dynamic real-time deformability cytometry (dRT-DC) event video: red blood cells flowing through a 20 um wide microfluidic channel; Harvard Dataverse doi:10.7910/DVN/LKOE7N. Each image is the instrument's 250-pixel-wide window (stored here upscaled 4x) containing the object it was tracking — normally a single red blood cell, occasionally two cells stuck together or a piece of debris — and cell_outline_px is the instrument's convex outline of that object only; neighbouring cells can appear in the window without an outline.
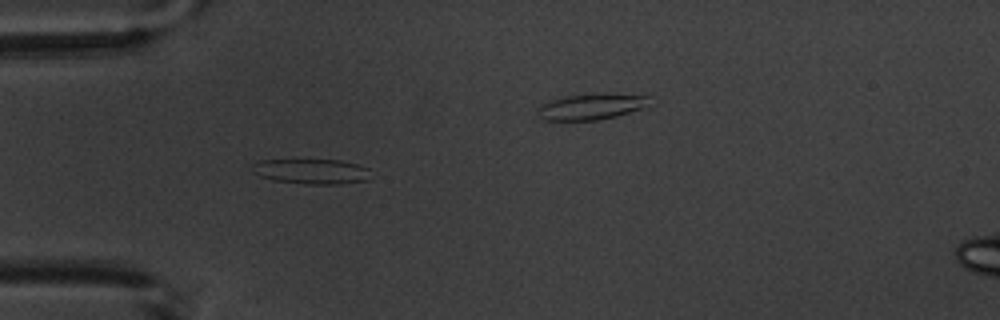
{"species": "common noctule bat (a hibernating species)", "species_latin": "Nyctalus noctula", "temperature_condition": "warm", "stored_images_in_passage": 4, "segment_of_instrument_passage": [1, 2], "camera_frame_rate_fps": 3000, "um_per_image_px": 0.085, "animal": {"sex": "male", "body_mass_g": 20.1, "forearm_length_mm": 53.5}, "frame": {"image": 1, "passage_image": 3, "time_ms": 2.333, "image_size_px": [1000, 320], "cell_outline_px": [[368, 180], [340, 184], [308, 184], [272, 180], [260, 176], [252, 172], [252, 164], [260, 160], [340, 160], [356, 164], [368, 168]], "centroid_in_image_um": [26.44, 14.57], "position_along_channel_um": 58.6, "area_um2": 17.22}}